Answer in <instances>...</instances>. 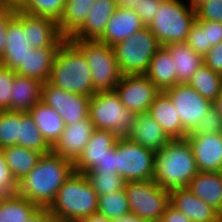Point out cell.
Returning <instances> with one entry per match:
<instances>
[{"mask_svg": "<svg viewBox=\"0 0 222 222\" xmlns=\"http://www.w3.org/2000/svg\"><path fill=\"white\" fill-rule=\"evenodd\" d=\"M74 172V164L50 151L42 154L36 166L18 182L16 194L38 208H49L59 188Z\"/></svg>", "mask_w": 222, "mask_h": 222, "instance_id": "6da1fadb", "label": "cell"}, {"mask_svg": "<svg viewBox=\"0 0 222 222\" xmlns=\"http://www.w3.org/2000/svg\"><path fill=\"white\" fill-rule=\"evenodd\" d=\"M198 172L189 141L186 138L171 139L155 154L152 180L170 192L187 187Z\"/></svg>", "mask_w": 222, "mask_h": 222, "instance_id": "7a4b0ae2", "label": "cell"}, {"mask_svg": "<svg viewBox=\"0 0 222 222\" xmlns=\"http://www.w3.org/2000/svg\"><path fill=\"white\" fill-rule=\"evenodd\" d=\"M98 195L86 174L73 172L48 210L56 222H78L97 213Z\"/></svg>", "mask_w": 222, "mask_h": 222, "instance_id": "3957f363", "label": "cell"}, {"mask_svg": "<svg viewBox=\"0 0 222 222\" xmlns=\"http://www.w3.org/2000/svg\"><path fill=\"white\" fill-rule=\"evenodd\" d=\"M48 82L70 93L89 97L96 93L90 66L84 54L69 39H65L56 51Z\"/></svg>", "mask_w": 222, "mask_h": 222, "instance_id": "277c9868", "label": "cell"}, {"mask_svg": "<svg viewBox=\"0 0 222 222\" xmlns=\"http://www.w3.org/2000/svg\"><path fill=\"white\" fill-rule=\"evenodd\" d=\"M182 0H163L148 28L161 46L185 42L196 21V11Z\"/></svg>", "mask_w": 222, "mask_h": 222, "instance_id": "5b68a950", "label": "cell"}, {"mask_svg": "<svg viewBox=\"0 0 222 222\" xmlns=\"http://www.w3.org/2000/svg\"><path fill=\"white\" fill-rule=\"evenodd\" d=\"M89 118L95 129L128 137L134 128L136 113L124 107L115 90L99 91L90 97Z\"/></svg>", "mask_w": 222, "mask_h": 222, "instance_id": "8992f818", "label": "cell"}, {"mask_svg": "<svg viewBox=\"0 0 222 222\" xmlns=\"http://www.w3.org/2000/svg\"><path fill=\"white\" fill-rule=\"evenodd\" d=\"M69 40L84 54L95 91L115 90L123 74L113 47L98 40Z\"/></svg>", "mask_w": 222, "mask_h": 222, "instance_id": "52a82bcc", "label": "cell"}, {"mask_svg": "<svg viewBox=\"0 0 222 222\" xmlns=\"http://www.w3.org/2000/svg\"><path fill=\"white\" fill-rule=\"evenodd\" d=\"M161 44L148 27L135 32L113 46L120 71L126 74H144L149 62Z\"/></svg>", "mask_w": 222, "mask_h": 222, "instance_id": "ba28073f", "label": "cell"}, {"mask_svg": "<svg viewBox=\"0 0 222 222\" xmlns=\"http://www.w3.org/2000/svg\"><path fill=\"white\" fill-rule=\"evenodd\" d=\"M125 194L130 213L146 220L158 222L170 204V192L161 188L152 179L126 182Z\"/></svg>", "mask_w": 222, "mask_h": 222, "instance_id": "9c48e42d", "label": "cell"}, {"mask_svg": "<svg viewBox=\"0 0 222 222\" xmlns=\"http://www.w3.org/2000/svg\"><path fill=\"white\" fill-rule=\"evenodd\" d=\"M155 154L128 137H119L116 142L117 173L126 182L149 181L154 176Z\"/></svg>", "mask_w": 222, "mask_h": 222, "instance_id": "30bf717a", "label": "cell"}, {"mask_svg": "<svg viewBox=\"0 0 222 222\" xmlns=\"http://www.w3.org/2000/svg\"><path fill=\"white\" fill-rule=\"evenodd\" d=\"M172 100L186 134L205 117L213 102L202 97L188 83L176 84L164 91Z\"/></svg>", "mask_w": 222, "mask_h": 222, "instance_id": "8fae6325", "label": "cell"}, {"mask_svg": "<svg viewBox=\"0 0 222 222\" xmlns=\"http://www.w3.org/2000/svg\"><path fill=\"white\" fill-rule=\"evenodd\" d=\"M89 100V96L67 92L48 81L43 83L41 101L56 110L65 125L89 117Z\"/></svg>", "mask_w": 222, "mask_h": 222, "instance_id": "7c38bea8", "label": "cell"}, {"mask_svg": "<svg viewBox=\"0 0 222 222\" xmlns=\"http://www.w3.org/2000/svg\"><path fill=\"white\" fill-rule=\"evenodd\" d=\"M122 104L128 110L147 113L161 91L145 74H126L115 88Z\"/></svg>", "mask_w": 222, "mask_h": 222, "instance_id": "4fadbf2b", "label": "cell"}, {"mask_svg": "<svg viewBox=\"0 0 222 222\" xmlns=\"http://www.w3.org/2000/svg\"><path fill=\"white\" fill-rule=\"evenodd\" d=\"M94 130V124L89 117L77 123L65 125L59 139L51 147V151L75 164Z\"/></svg>", "mask_w": 222, "mask_h": 222, "instance_id": "5bb4252c", "label": "cell"}, {"mask_svg": "<svg viewBox=\"0 0 222 222\" xmlns=\"http://www.w3.org/2000/svg\"><path fill=\"white\" fill-rule=\"evenodd\" d=\"M198 171L222 172V133L187 135Z\"/></svg>", "mask_w": 222, "mask_h": 222, "instance_id": "9a60e30c", "label": "cell"}, {"mask_svg": "<svg viewBox=\"0 0 222 222\" xmlns=\"http://www.w3.org/2000/svg\"><path fill=\"white\" fill-rule=\"evenodd\" d=\"M27 41L23 26V12L16 10L15 16L7 26L5 52L0 59L1 65L16 72L24 64L29 50L33 49Z\"/></svg>", "mask_w": 222, "mask_h": 222, "instance_id": "2e32d148", "label": "cell"}, {"mask_svg": "<svg viewBox=\"0 0 222 222\" xmlns=\"http://www.w3.org/2000/svg\"><path fill=\"white\" fill-rule=\"evenodd\" d=\"M23 26L27 42L34 49L59 47L65 40L58 29L57 21L48 17L34 16L23 12Z\"/></svg>", "mask_w": 222, "mask_h": 222, "instance_id": "e0dca14e", "label": "cell"}, {"mask_svg": "<svg viewBox=\"0 0 222 222\" xmlns=\"http://www.w3.org/2000/svg\"><path fill=\"white\" fill-rule=\"evenodd\" d=\"M119 137L111 131L95 129L78 161L74 171L82 174L95 170Z\"/></svg>", "mask_w": 222, "mask_h": 222, "instance_id": "ac0fdd59", "label": "cell"}, {"mask_svg": "<svg viewBox=\"0 0 222 222\" xmlns=\"http://www.w3.org/2000/svg\"><path fill=\"white\" fill-rule=\"evenodd\" d=\"M170 204L187 215L192 222H221V214L187 187L171 190Z\"/></svg>", "mask_w": 222, "mask_h": 222, "instance_id": "d6986e66", "label": "cell"}, {"mask_svg": "<svg viewBox=\"0 0 222 222\" xmlns=\"http://www.w3.org/2000/svg\"><path fill=\"white\" fill-rule=\"evenodd\" d=\"M144 27L145 25L136 11L116 8L98 41L113 47Z\"/></svg>", "mask_w": 222, "mask_h": 222, "instance_id": "ffe728a7", "label": "cell"}, {"mask_svg": "<svg viewBox=\"0 0 222 222\" xmlns=\"http://www.w3.org/2000/svg\"><path fill=\"white\" fill-rule=\"evenodd\" d=\"M115 9L116 0H95L84 24L69 39L98 40Z\"/></svg>", "mask_w": 222, "mask_h": 222, "instance_id": "44dd1931", "label": "cell"}, {"mask_svg": "<svg viewBox=\"0 0 222 222\" xmlns=\"http://www.w3.org/2000/svg\"><path fill=\"white\" fill-rule=\"evenodd\" d=\"M128 138L155 153L171 140L157 121L148 113L136 114L134 128Z\"/></svg>", "mask_w": 222, "mask_h": 222, "instance_id": "7402d4cb", "label": "cell"}, {"mask_svg": "<svg viewBox=\"0 0 222 222\" xmlns=\"http://www.w3.org/2000/svg\"><path fill=\"white\" fill-rule=\"evenodd\" d=\"M147 113L157 121L171 139L187 137L175 106L164 91L155 98Z\"/></svg>", "mask_w": 222, "mask_h": 222, "instance_id": "603a6c76", "label": "cell"}, {"mask_svg": "<svg viewBox=\"0 0 222 222\" xmlns=\"http://www.w3.org/2000/svg\"><path fill=\"white\" fill-rule=\"evenodd\" d=\"M43 82L19 74L15 75L11 91V111L29 112L41 102Z\"/></svg>", "mask_w": 222, "mask_h": 222, "instance_id": "cb8c5ba5", "label": "cell"}, {"mask_svg": "<svg viewBox=\"0 0 222 222\" xmlns=\"http://www.w3.org/2000/svg\"><path fill=\"white\" fill-rule=\"evenodd\" d=\"M187 188L222 214V172L199 171Z\"/></svg>", "mask_w": 222, "mask_h": 222, "instance_id": "d4e9b609", "label": "cell"}, {"mask_svg": "<svg viewBox=\"0 0 222 222\" xmlns=\"http://www.w3.org/2000/svg\"><path fill=\"white\" fill-rule=\"evenodd\" d=\"M164 47L174 59L177 84L188 83L197 69L203 65V57L185 42L171 43Z\"/></svg>", "mask_w": 222, "mask_h": 222, "instance_id": "484cf974", "label": "cell"}, {"mask_svg": "<svg viewBox=\"0 0 222 222\" xmlns=\"http://www.w3.org/2000/svg\"><path fill=\"white\" fill-rule=\"evenodd\" d=\"M144 74L160 91L177 84L174 59L164 46L155 53Z\"/></svg>", "mask_w": 222, "mask_h": 222, "instance_id": "4316f807", "label": "cell"}, {"mask_svg": "<svg viewBox=\"0 0 222 222\" xmlns=\"http://www.w3.org/2000/svg\"><path fill=\"white\" fill-rule=\"evenodd\" d=\"M59 47H45L29 50L24 64L16 74L27 76L41 82H47L51 73L53 60Z\"/></svg>", "mask_w": 222, "mask_h": 222, "instance_id": "83f0119b", "label": "cell"}, {"mask_svg": "<svg viewBox=\"0 0 222 222\" xmlns=\"http://www.w3.org/2000/svg\"><path fill=\"white\" fill-rule=\"evenodd\" d=\"M34 123L46 142L52 147L59 139L65 124L60 115L53 108L42 101L29 110Z\"/></svg>", "mask_w": 222, "mask_h": 222, "instance_id": "f1b7e54d", "label": "cell"}, {"mask_svg": "<svg viewBox=\"0 0 222 222\" xmlns=\"http://www.w3.org/2000/svg\"><path fill=\"white\" fill-rule=\"evenodd\" d=\"M1 151L5 162L17 182L24 178L36 166L42 155L36 150L27 149L19 145L4 147Z\"/></svg>", "mask_w": 222, "mask_h": 222, "instance_id": "f546056e", "label": "cell"}, {"mask_svg": "<svg viewBox=\"0 0 222 222\" xmlns=\"http://www.w3.org/2000/svg\"><path fill=\"white\" fill-rule=\"evenodd\" d=\"M95 0H66L62 17L57 22L65 39H69L85 22Z\"/></svg>", "mask_w": 222, "mask_h": 222, "instance_id": "4dcf8cb0", "label": "cell"}, {"mask_svg": "<svg viewBox=\"0 0 222 222\" xmlns=\"http://www.w3.org/2000/svg\"><path fill=\"white\" fill-rule=\"evenodd\" d=\"M38 207L25 197L13 194L0 197V222H26Z\"/></svg>", "mask_w": 222, "mask_h": 222, "instance_id": "1f68e13d", "label": "cell"}, {"mask_svg": "<svg viewBox=\"0 0 222 222\" xmlns=\"http://www.w3.org/2000/svg\"><path fill=\"white\" fill-rule=\"evenodd\" d=\"M188 84L202 97L214 102L222 91V74L213 71L203 63Z\"/></svg>", "mask_w": 222, "mask_h": 222, "instance_id": "d6a6232c", "label": "cell"}, {"mask_svg": "<svg viewBox=\"0 0 222 222\" xmlns=\"http://www.w3.org/2000/svg\"><path fill=\"white\" fill-rule=\"evenodd\" d=\"M19 146L46 154L51 146L46 142L29 112H19Z\"/></svg>", "mask_w": 222, "mask_h": 222, "instance_id": "836d02e7", "label": "cell"}, {"mask_svg": "<svg viewBox=\"0 0 222 222\" xmlns=\"http://www.w3.org/2000/svg\"><path fill=\"white\" fill-rule=\"evenodd\" d=\"M97 213L110 220L129 214L130 209L125 191L121 190L99 196Z\"/></svg>", "mask_w": 222, "mask_h": 222, "instance_id": "e575fe53", "label": "cell"}, {"mask_svg": "<svg viewBox=\"0 0 222 222\" xmlns=\"http://www.w3.org/2000/svg\"><path fill=\"white\" fill-rule=\"evenodd\" d=\"M65 3L66 0H24L19 10L34 16L48 17L58 22L64 12Z\"/></svg>", "mask_w": 222, "mask_h": 222, "instance_id": "d590c367", "label": "cell"}, {"mask_svg": "<svg viewBox=\"0 0 222 222\" xmlns=\"http://www.w3.org/2000/svg\"><path fill=\"white\" fill-rule=\"evenodd\" d=\"M19 145V112L0 111V149Z\"/></svg>", "mask_w": 222, "mask_h": 222, "instance_id": "8d00e7d4", "label": "cell"}, {"mask_svg": "<svg viewBox=\"0 0 222 222\" xmlns=\"http://www.w3.org/2000/svg\"><path fill=\"white\" fill-rule=\"evenodd\" d=\"M98 197L125 189L126 181L116 172L86 173Z\"/></svg>", "mask_w": 222, "mask_h": 222, "instance_id": "74e56055", "label": "cell"}, {"mask_svg": "<svg viewBox=\"0 0 222 222\" xmlns=\"http://www.w3.org/2000/svg\"><path fill=\"white\" fill-rule=\"evenodd\" d=\"M15 75L14 69L0 64V111L11 110V91Z\"/></svg>", "mask_w": 222, "mask_h": 222, "instance_id": "f35d334b", "label": "cell"}, {"mask_svg": "<svg viewBox=\"0 0 222 222\" xmlns=\"http://www.w3.org/2000/svg\"><path fill=\"white\" fill-rule=\"evenodd\" d=\"M222 133V118L212 106L205 117L187 135Z\"/></svg>", "mask_w": 222, "mask_h": 222, "instance_id": "ab89813d", "label": "cell"}, {"mask_svg": "<svg viewBox=\"0 0 222 222\" xmlns=\"http://www.w3.org/2000/svg\"><path fill=\"white\" fill-rule=\"evenodd\" d=\"M185 43L202 57L211 49V45L207 44L206 30L196 21L192 25Z\"/></svg>", "mask_w": 222, "mask_h": 222, "instance_id": "60d3db41", "label": "cell"}, {"mask_svg": "<svg viewBox=\"0 0 222 222\" xmlns=\"http://www.w3.org/2000/svg\"><path fill=\"white\" fill-rule=\"evenodd\" d=\"M17 187L18 182L13 177L0 149V197L16 194Z\"/></svg>", "mask_w": 222, "mask_h": 222, "instance_id": "b9f144b4", "label": "cell"}, {"mask_svg": "<svg viewBox=\"0 0 222 222\" xmlns=\"http://www.w3.org/2000/svg\"><path fill=\"white\" fill-rule=\"evenodd\" d=\"M198 20L216 21L222 23V0H210L200 5L196 10Z\"/></svg>", "mask_w": 222, "mask_h": 222, "instance_id": "7bdbcfd3", "label": "cell"}, {"mask_svg": "<svg viewBox=\"0 0 222 222\" xmlns=\"http://www.w3.org/2000/svg\"><path fill=\"white\" fill-rule=\"evenodd\" d=\"M163 0H140L139 7L135 10L140 16L145 27L154 20L157 9Z\"/></svg>", "mask_w": 222, "mask_h": 222, "instance_id": "ee69618b", "label": "cell"}, {"mask_svg": "<svg viewBox=\"0 0 222 222\" xmlns=\"http://www.w3.org/2000/svg\"><path fill=\"white\" fill-rule=\"evenodd\" d=\"M196 22L206 30L207 44L211 47L222 42V23L208 20H198Z\"/></svg>", "mask_w": 222, "mask_h": 222, "instance_id": "f6af8a7d", "label": "cell"}, {"mask_svg": "<svg viewBox=\"0 0 222 222\" xmlns=\"http://www.w3.org/2000/svg\"><path fill=\"white\" fill-rule=\"evenodd\" d=\"M203 62L213 71L222 74V42L211 47L204 55Z\"/></svg>", "mask_w": 222, "mask_h": 222, "instance_id": "bcb514c9", "label": "cell"}, {"mask_svg": "<svg viewBox=\"0 0 222 222\" xmlns=\"http://www.w3.org/2000/svg\"><path fill=\"white\" fill-rule=\"evenodd\" d=\"M16 10L4 7L0 10V59L5 52L6 31L9 21L15 16Z\"/></svg>", "mask_w": 222, "mask_h": 222, "instance_id": "7dc6e473", "label": "cell"}, {"mask_svg": "<svg viewBox=\"0 0 222 222\" xmlns=\"http://www.w3.org/2000/svg\"><path fill=\"white\" fill-rule=\"evenodd\" d=\"M117 173V156H116V145L110 149L102 160L100 165L93 171L87 173Z\"/></svg>", "mask_w": 222, "mask_h": 222, "instance_id": "c3c4849f", "label": "cell"}, {"mask_svg": "<svg viewBox=\"0 0 222 222\" xmlns=\"http://www.w3.org/2000/svg\"><path fill=\"white\" fill-rule=\"evenodd\" d=\"M160 222H192L190 218L169 204L163 213Z\"/></svg>", "mask_w": 222, "mask_h": 222, "instance_id": "681fc988", "label": "cell"}, {"mask_svg": "<svg viewBox=\"0 0 222 222\" xmlns=\"http://www.w3.org/2000/svg\"><path fill=\"white\" fill-rule=\"evenodd\" d=\"M26 222H56L48 208H38Z\"/></svg>", "mask_w": 222, "mask_h": 222, "instance_id": "f907efd6", "label": "cell"}, {"mask_svg": "<svg viewBox=\"0 0 222 222\" xmlns=\"http://www.w3.org/2000/svg\"><path fill=\"white\" fill-rule=\"evenodd\" d=\"M140 0H116V8L136 10Z\"/></svg>", "mask_w": 222, "mask_h": 222, "instance_id": "816d5d0a", "label": "cell"}, {"mask_svg": "<svg viewBox=\"0 0 222 222\" xmlns=\"http://www.w3.org/2000/svg\"><path fill=\"white\" fill-rule=\"evenodd\" d=\"M111 222H147V221L136 216L135 214L129 213V214L124 215L120 218L111 220Z\"/></svg>", "mask_w": 222, "mask_h": 222, "instance_id": "f5cc1de1", "label": "cell"}, {"mask_svg": "<svg viewBox=\"0 0 222 222\" xmlns=\"http://www.w3.org/2000/svg\"><path fill=\"white\" fill-rule=\"evenodd\" d=\"M78 222H111V220L106 218L104 215L95 213V214H92L91 216L81 219Z\"/></svg>", "mask_w": 222, "mask_h": 222, "instance_id": "db71d44e", "label": "cell"}, {"mask_svg": "<svg viewBox=\"0 0 222 222\" xmlns=\"http://www.w3.org/2000/svg\"><path fill=\"white\" fill-rule=\"evenodd\" d=\"M4 7L12 8L14 10H19L24 2V0H0Z\"/></svg>", "mask_w": 222, "mask_h": 222, "instance_id": "11a10c76", "label": "cell"}, {"mask_svg": "<svg viewBox=\"0 0 222 222\" xmlns=\"http://www.w3.org/2000/svg\"><path fill=\"white\" fill-rule=\"evenodd\" d=\"M213 107L216 109V111L222 118V91L220 95L214 100Z\"/></svg>", "mask_w": 222, "mask_h": 222, "instance_id": "9f6ffc18", "label": "cell"}, {"mask_svg": "<svg viewBox=\"0 0 222 222\" xmlns=\"http://www.w3.org/2000/svg\"><path fill=\"white\" fill-rule=\"evenodd\" d=\"M189 6L193 9L196 10L200 5H202L203 3L210 1V0H189Z\"/></svg>", "mask_w": 222, "mask_h": 222, "instance_id": "6f0895ef", "label": "cell"}, {"mask_svg": "<svg viewBox=\"0 0 222 222\" xmlns=\"http://www.w3.org/2000/svg\"><path fill=\"white\" fill-rule=\"evenodd\" d=\"M2 8H4V6L1 4V2H0V10L2 9Z\"/></svg>", "mask_w": 222, "mask_h": 222, "instance_id": "680465c9", "label": "cell"}]
</instances>
